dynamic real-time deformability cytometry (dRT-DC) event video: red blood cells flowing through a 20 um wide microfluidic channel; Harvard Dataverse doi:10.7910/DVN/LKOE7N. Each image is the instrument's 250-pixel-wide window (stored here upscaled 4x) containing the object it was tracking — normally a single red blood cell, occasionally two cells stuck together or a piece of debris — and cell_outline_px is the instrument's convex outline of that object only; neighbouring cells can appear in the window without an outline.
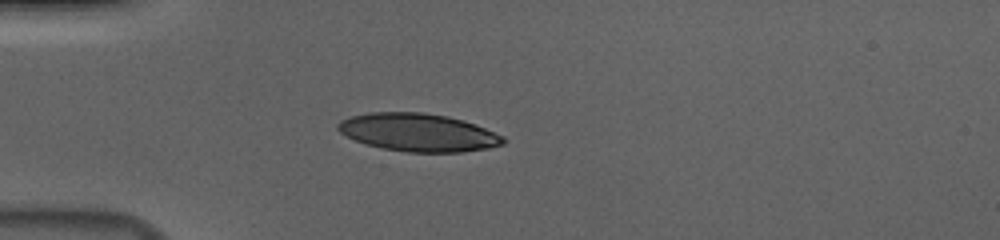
{"species": "human", "species_latin": "Homo sapiens", "temperature_condition": "cold", "stored_images_in_passage": 41, "camera_frame_rate_fps": 3000, "um_per_image_px": 0.085, "donor": {"sex": "male"}, "frame": {"image": 1, "passage_image": 1, "time_ms": 0.0, "image_size_px": [1000, 240], "cell_outline_px": [[504, 144], [488, 148], [460, 152], [408, 152], [384, 148], [364, 144], [340, 132], [336, 128], [336, 124], [340, 120], [352, 116], [368, 112], [424, 112], [448, 116], [464, 120], [504, 136]], "centroid_in_image_um": [35.53, 11.25], "position_along_channel_um": 49.5, "area_um2": 36.47}}
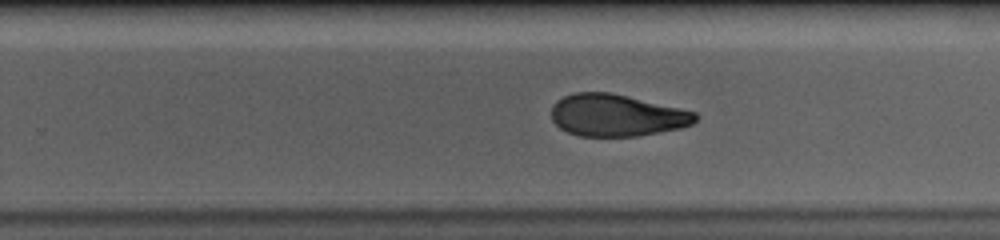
{"frame": {"image": 2, "passage_image": 21, "time_ms": 6.667, "image_size_px": [1000, 240], "cell_outline_px": [[700, 116], [692, 124], [680, 128], [636, 136], [580, 136], [568, 132], [560, 128], [552, 120], [552, 104], [556, 100], [572, 92], [608, 92], [680, 108], [696, 112]], "centroid_in_image_um": [52.39, 9.8], "position_along_channel_um": 277.4, "area_um2": 35.14}}
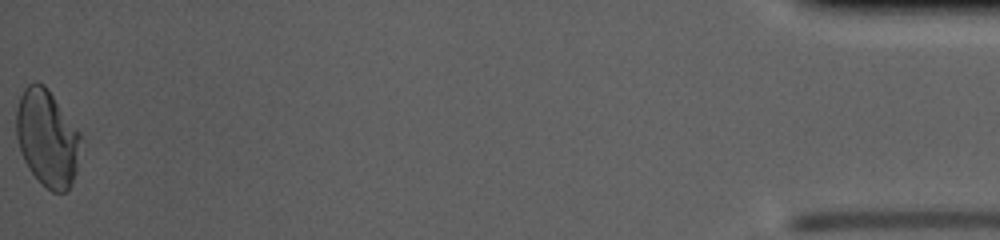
{"frame": {"image": 3, "passage_image": 41, "time_ms": 13.333, "image_size_px": [1000, 240], "cell_outline_px": [[80, 136], [76, 172], [72, 184], [64, 192], [52, 192], [40, 184], [28, 168], [20, 152], [16, 136], [16, 108], [20, 96], [24, 88], [28, 84], [36, 80], [44, 84], [48, 88], [80, 132]], "centroid_in_image_um": [3.98, 11.72], "position_along_channel_um": 431.2, "area_um2": 36.59}, "authors_computed_cell_mechanics": {"area_um2": 36.6452, "velocity_mm_per_s": 3.7056, "shape_relaxation_time_tau1_ms": 7.451, "shape_relaxation_time_tau2_ms": 2.3102, "deformation_change_tau1": 0.2054, "deformation_change_tau2": 0.0795}}